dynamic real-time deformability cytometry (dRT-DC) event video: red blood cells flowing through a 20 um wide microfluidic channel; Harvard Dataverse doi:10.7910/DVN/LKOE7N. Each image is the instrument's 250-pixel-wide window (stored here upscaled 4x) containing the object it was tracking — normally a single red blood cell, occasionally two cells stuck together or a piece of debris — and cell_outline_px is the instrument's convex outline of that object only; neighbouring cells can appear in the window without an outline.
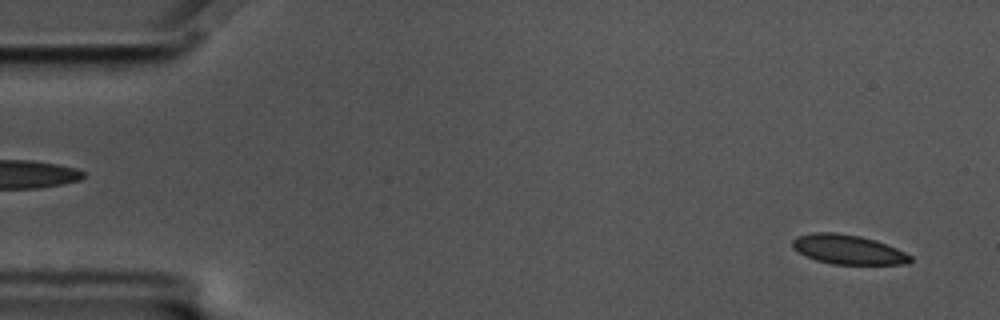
{"species": "common noctule bat (a hibernating species)", "species_latin": "Nyctalus noctula", "temperature_condition": "cold", "stored_images_in_passage": 55, "camera_frame_rate_fps": 3000, "um_per_image_px": 0.085, "animal": {"sex": "male", "body_mass_g": 17.5, "forearm_length_mm": 52.3}, "frame": {"image": 1, "passage_image": 1, "time_ms": 0.0, "image_size_px": [1000, 320], "cell_outline_px": [[912, 260], [908, 264], [832, 264], [816, 260], [792, 248], [792, 240], [796, 236], [812, 232], [836, 232], [860, 236], [876, 240], [896, 248], [912, 256]], "centroid_in_image_um": [72.08, 21.2], "position_along_channel_um": 12.9, "area_um2": 20.23}}
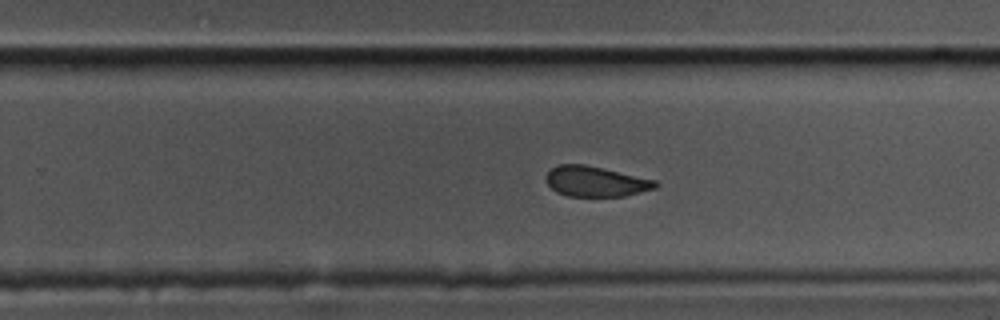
{"frame": {"image": 2, "passage_image": 34, "time_ms": 11.0, "image_size_px": [1000, 320], "cell_outline_px": [[660, 184], [656, 188], [624, 196], [568, 196], [556, 192], [544, 180], [544, 176], [556, 164], [584, 164], [604, 168], [656, 180]], "centroid_in_image_um": [50.61, 15.41], "position_along_channel_um": 279.2, "area_um2": 19.48}}
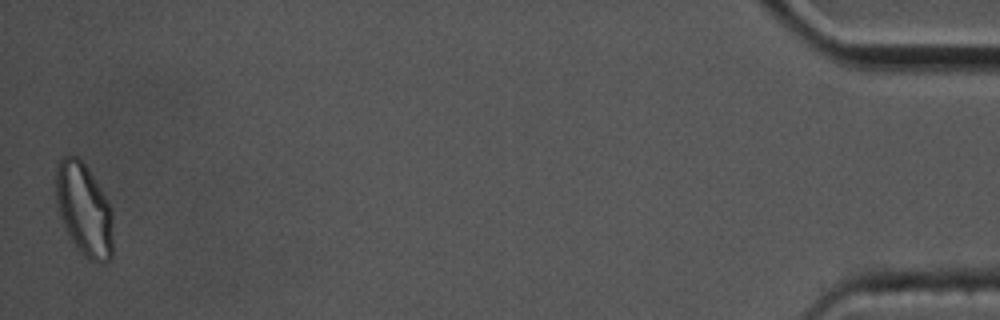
{"frame": {"image": 3, "passage_image": 55, "time_ms": 18.0, "image_size_px": [1000, 320], "cell_outline_px": [[112, 256], [108, 264], [104, 264], [88, 260], [76, 248], [60, 216], [56, 200], [56, 168], [60, 160], [64, 156], [76, 156], [88, 168], [100, 188], [112, 212]], "centroid_in_image_um": [7.15, 17.86], "position_along_channel_um": 428.0, "area_um2": 30.63}, "authors_computed_cell_mechanics": {"area_um2": 20.9814, "velocity_mm_per_s": 3.4539, "shape_relaxation_time_tau1_ms": 7.149, "shape_relaxation_time_tau2_ms": 1.642, "deformation_change_tau1": 0.1187, "deformation_change_tau2": 0.0685}}